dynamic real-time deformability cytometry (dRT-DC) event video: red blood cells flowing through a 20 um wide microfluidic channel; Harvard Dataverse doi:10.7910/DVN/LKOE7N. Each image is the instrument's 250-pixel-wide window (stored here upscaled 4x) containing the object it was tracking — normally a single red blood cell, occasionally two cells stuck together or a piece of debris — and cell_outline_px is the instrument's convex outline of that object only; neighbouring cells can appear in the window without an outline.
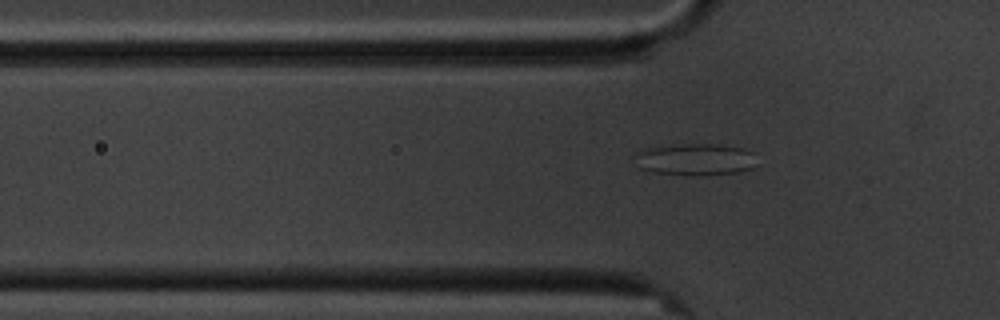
{"species": "common noctule bat (a hibernating species)", "species_latin": "Nyctalus noctula", "temperature_condition": "cold", "stored_images_in_passage": 8, "segment_of_instrument_passage": [2, 2], "camera_frame_rate_fps": 3000, "um_per_image_px": 0.085, "animal": {"sex": "male", "body_mass_g": 20.1, "forearm_length_mm": 53.5}, "frame": {"image": 1, "passage_image": 8, "time_ms": 9.0, "image_size_px": [1000, 320], "cell_outline_px": [[756, 152], [752, 168], [740, 172], [704, 176], [684, 176], [652, 172], [640, 168], [632, 156], [640, 148], [684, 144], [720, 144], [744, 148]], "centroid_in_image_um": [59.07, 13.56], "position_along_channel_um": 66.7, "area_um2": 23.41}}